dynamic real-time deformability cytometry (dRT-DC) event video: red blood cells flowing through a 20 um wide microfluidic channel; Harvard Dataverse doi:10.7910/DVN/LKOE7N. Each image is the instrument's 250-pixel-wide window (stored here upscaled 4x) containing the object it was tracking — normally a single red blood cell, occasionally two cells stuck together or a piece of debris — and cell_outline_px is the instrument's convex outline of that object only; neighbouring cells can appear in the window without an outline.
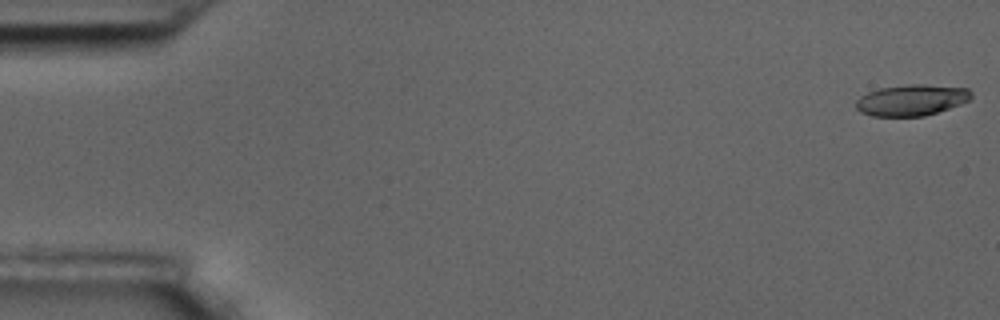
{"species": "common noctule bat (a hibernating species)", "species_latin": "Nyctalus noctula", "temperature_condition": "room temperature", "stored_images_in_passage": 57, "camera_frame_rate_fps": 3000, "um_per_image_px": 0.085, "animal": {"sex": "male", "body_mass_g": 17.5, "forearm_length_mm": 52.3}, "frame": {"image": 1, "passage_image": 1, "time_ms": 0.0, "image_size_px": [1000, 320], "cell_outline_px": [[972, 96], [968, 100], [960, 104], [924, 116], [872, 116], [860, 112], [856, 108], [856, 100], [860, 96], [868, 92], [880, 88], [908, 84], [924, 84], [968, 88], [972, 92]], "centroid_in_image_um": [77.46, 8.5], "position_along_channel_um": 7.5, "area_um2": 20.87}}
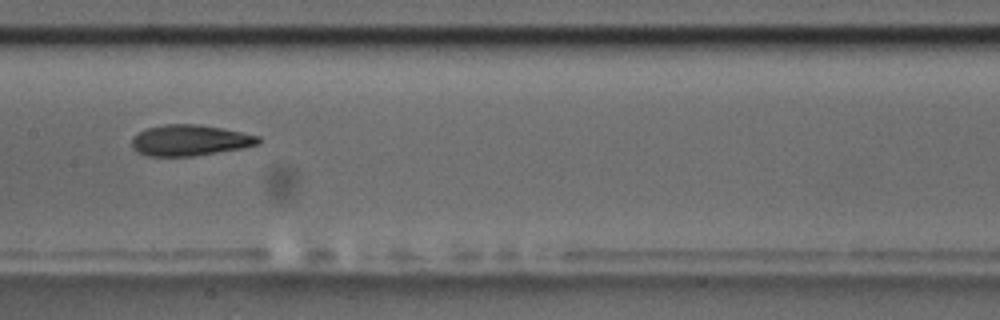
{"frame": {"image": 2, "passage_image": 29, "time_ms": 9.333, "image_size_px": [1000, 320], "cell_outline_px": [[260, 144], [244, 148], [192, 156], [148, 156], [136, 152], [132, 148], [132, 136], [148, 128], [164, 124], [196, 124], [220, 128], [260, 136]], "centroid_in_image_um": [16.13, 11.93], "position_along_channel_um": 191.3, "area_um2": 22.77}}
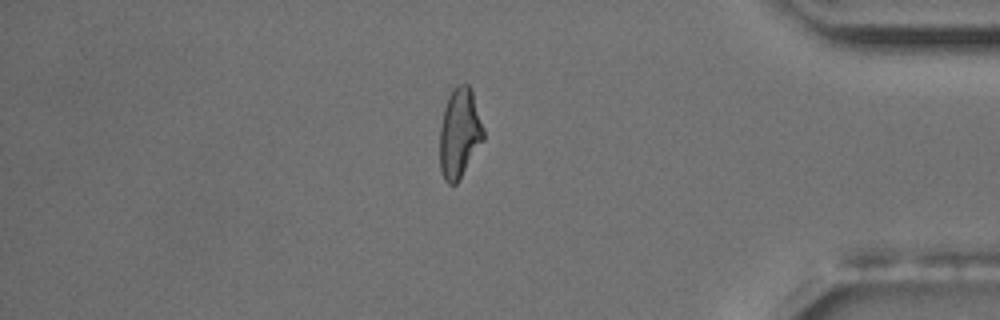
{"frame": {"image": 3, "passage_image": 49, "time_ms": 16.0, "image_size_px": [1000, 320], "cell_outline_px": [[484, 140], [460, 180], [456, 184], [448, 184], [444, 180], [440, 168], [440, 128], [444, 108], [448, 96], [456, 84], [468, 84], [472, 88], [484, 128]], "centroid_in_image_um": [39.07, 11.32], "position_along_channel_um": 396.1, "area_um2": 23.24}, "authors_computed_cell_mechanics": {"area_um2": 22.7732, "velocity_mm_per_s": 3.5254, "shape_relaxation_time_tau1_ms": 5.4341, "shape_relaxation_time_tau2_ms": 3.8295, "deformation_change_tau1": 0.2159, "deformation_change_tau2": 0.1355}}